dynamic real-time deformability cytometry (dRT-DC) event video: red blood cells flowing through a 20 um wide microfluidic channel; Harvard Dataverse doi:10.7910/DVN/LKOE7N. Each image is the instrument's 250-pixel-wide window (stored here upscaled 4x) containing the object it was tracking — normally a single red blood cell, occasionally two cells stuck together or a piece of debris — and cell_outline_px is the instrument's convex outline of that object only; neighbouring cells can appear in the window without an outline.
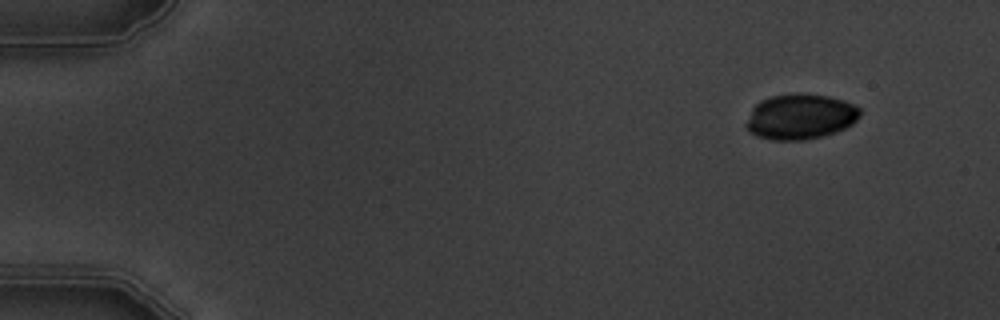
{"species": "common noctule bat (a hibernating species)", "species_latin": "Nyctalus noctula", "temperature_condition": "warm", "stored_images_in_passage": 6, "camera_frame_rate_fps": 3000, "um_per_image_px": 0.085, "animal": {"sex": "male", "body_mass_g": 19.5, "forearm_length_mm": 54.6}, "frame": {"image": 1, "passage_image": 2, "time_ms": 1.0, "image_size_px": [1000, 320], "cell_outline_px": [[860, 116], [852, 124], [836, 132], [824, 136], [804, 140], [772, 140], [756, 136], [748, 128], [748, 120], [752, 108], [760, 100], [772, 96], [796, 92], [828, 96], [844, 100], [860, 108]], "centroid_in_image_um": [68.05, 9.91], "position_along_channel_um": 16.9, "area_um2": 30.06}}
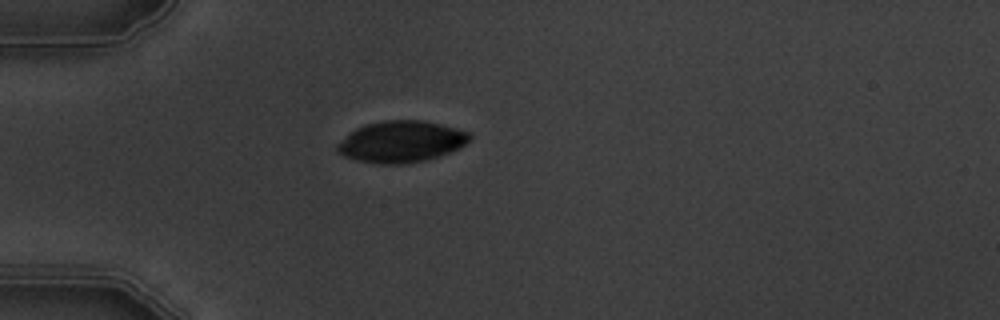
{"frame": {"image": 2, "passage_image": 5, "time_ms": 4.667, "image_size_px": [1000, 320], "cell_outline_px": [[472, 136], [460, 148], [428, 160], [404, 164], [380, 164], [356, 160], [344, 156], [336, 148], [336, 144], [356, 128], [364, 124], [384, 120], [420, 120], [440, 124], [472, 132]], "centroid_in_image_um": [34.12, 12.04], "position_along_channel_um": 50.9, "area_um2": 32.02}}